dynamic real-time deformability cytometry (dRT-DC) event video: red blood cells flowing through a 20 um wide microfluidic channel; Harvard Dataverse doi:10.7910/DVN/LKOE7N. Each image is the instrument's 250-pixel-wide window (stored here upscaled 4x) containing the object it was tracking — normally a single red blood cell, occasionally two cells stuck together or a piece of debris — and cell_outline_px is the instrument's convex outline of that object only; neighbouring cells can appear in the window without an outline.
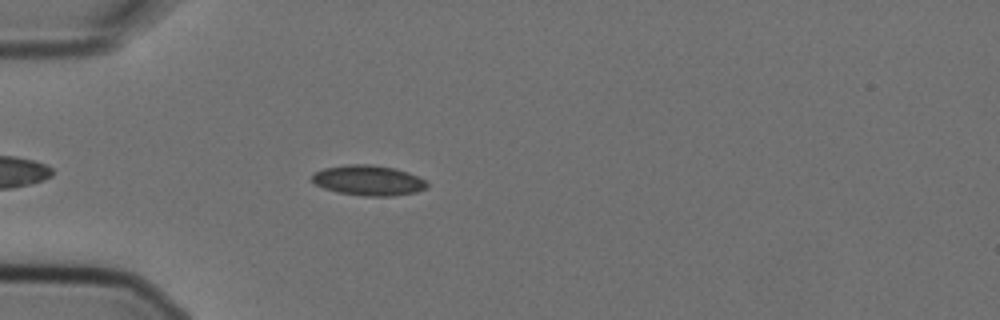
{"species": "Egyptian fruit bat (a non-hibernating species)", "species_latin": "Rousettus aegyptiacus", "temperature_condition": "cold", "stored_images_in_passage": 2, "camera_frame_rate_fps": 3000, "um_per_image_px": 0.085, "animal": {"sex": "female"}, "frame": {"image": 1, "passage_image": 1, "time_ms": 0.0, "image_size_px": [1000, 320], "cell_outline_px": [[428, 184], [424, 188], [416, 192], [392, 196], [364, 196], [336, 192], [324, 188], [316, 184], [312, 180], [312, 176], [316, 172], [324, 168], [344, 164], [368, 164], [396, 168], [408, 172], [424, 180]], "centroid_in_image_um": [31.29, 15.33], "position_along_channel_um": 53.7, "area_um2": 20.17}}